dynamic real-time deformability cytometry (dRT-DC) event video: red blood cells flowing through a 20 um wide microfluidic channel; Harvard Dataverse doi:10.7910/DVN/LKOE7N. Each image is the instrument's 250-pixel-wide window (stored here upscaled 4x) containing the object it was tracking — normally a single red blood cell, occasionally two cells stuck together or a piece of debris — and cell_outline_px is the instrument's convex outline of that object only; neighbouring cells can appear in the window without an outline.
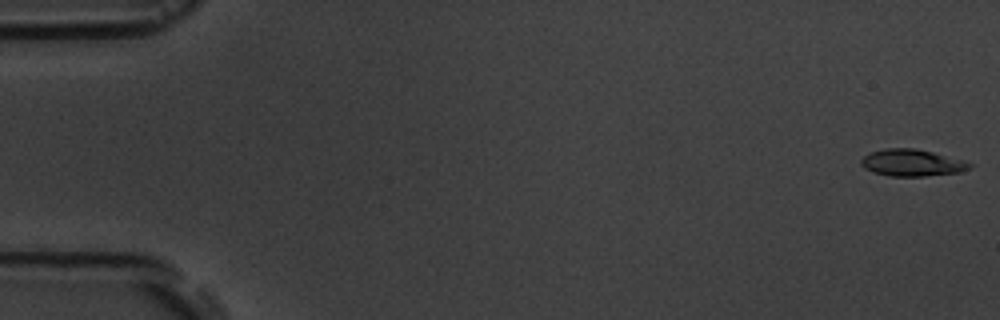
{"species": "common noctule bat (a hibernating species)", "species_latin": "Nyctalus noctula", "temperature_condition": "room temperature", "stored_images_in_passage": 17, "segment_of_instrument_passage": [1, 2], "camera_frame_rate_fps": 3000, "um_per_image_px": 0.085, "animal": {"sex": "male", "body_mass_g": 19.5, "forearm_length_mm": 54.6}, "frame": {"image": 1, "passage_image": 1, "time_ms": 0.0, "image_size_px": [1000, 320], "cell_outline_px": [[976, 164], [972, 168], [960, 172], [924, 176], [892, 176], [872, 172], [864, 168], [860, 164], [860, 160], [864, 156], [872, 152], [884, 148], [916, 148], [932, 152]], "centroid_in_image_um": [77.52, 13.84], "position_along_channel_um": 7.5, "area_um2": 16.99}}
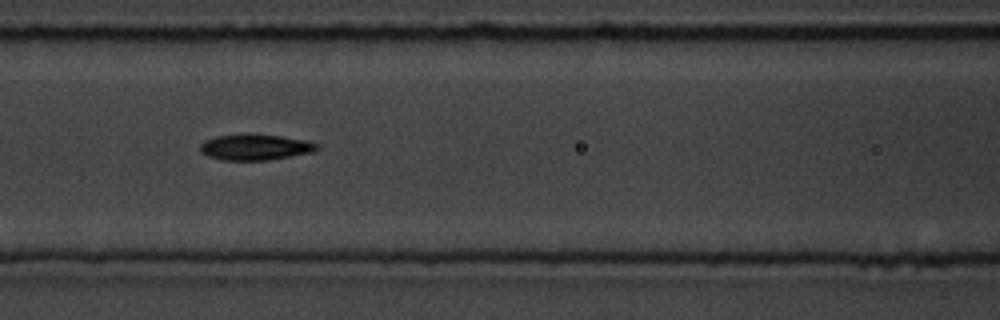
{"frame": {"image": 2, "passage_image": 7, "time_ms": 7.667, "image_size_px": [1000, 320], "cell_outline_px": [[320, 148], [312, 152], [268, 160], [220, 160], [208, 156], [200, 152], [200, 144], [204, 140], [216, 136], [280, 136], [304, 140], [320, 144]], "centroid_in_image_um": [21.69, 12.54], "position_along_channel_um": 144.9, "area_um2": 17.05}}
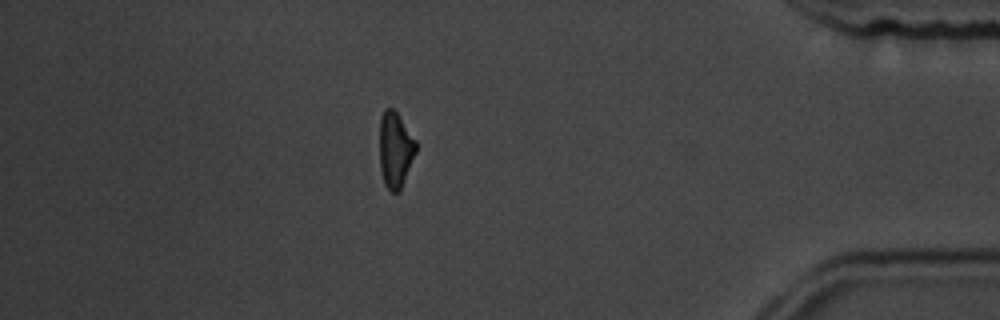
{"frame": {"image": 3, "passage_image": 14, "time_ms": 15.667, "image_size_px": [1000, 320], "cell_outline_px": [[416, 152], [400, 192], [392, 192], [384, 184], [380, 168], [380, 120], [384, 108], [392, 108], [396, 112], [416, 140]], "centroid_in_image_um": [33.6, 12.75], "position_along_channel_um": 401.6, "area_um2": 16.01}}